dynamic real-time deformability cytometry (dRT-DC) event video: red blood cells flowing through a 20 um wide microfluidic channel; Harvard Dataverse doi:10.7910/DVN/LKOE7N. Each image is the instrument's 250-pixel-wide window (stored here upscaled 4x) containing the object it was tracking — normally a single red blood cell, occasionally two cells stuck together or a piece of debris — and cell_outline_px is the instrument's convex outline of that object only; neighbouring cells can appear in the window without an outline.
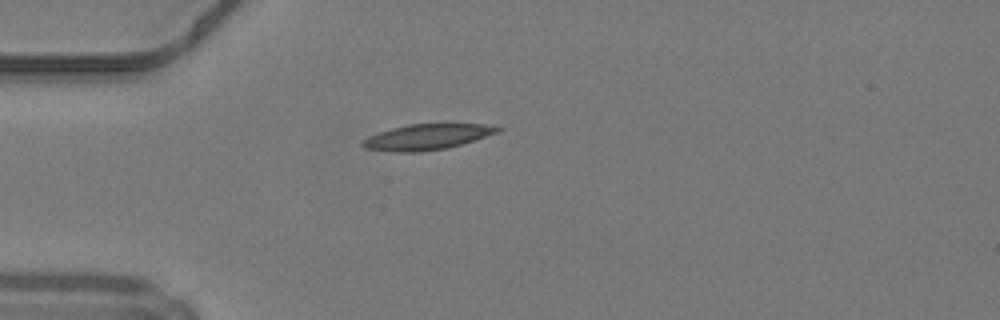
{"species": "common noctule bat (a hibernating species)", "species_latin": "Nyctalus noctula", "temperature_condition": "warm", "stored_images_in_passage": 32, "camera_frame_rate_fps": 3000, "um_per_image_px": 0.085, "animal": {"sex": "male", "body_mass_g": 19.2, "forearm_length_mm": 51.8}, "frame": {"image": 1, "passage_image": 1, "time_ms": 0.0, "image_size_px": [1000, 320], "cell_outline_px": [[504, 128], [500, 132], [448, 148], [420, 152], [392, 152], [364, 148], [360, 144], [368, 136], [392, 128], [408, 124], [484, 124]], "centroid_in_image_um": [36.3, 11.64], "position_along_channel_um": 48.7, "area_um2": 20.17}}
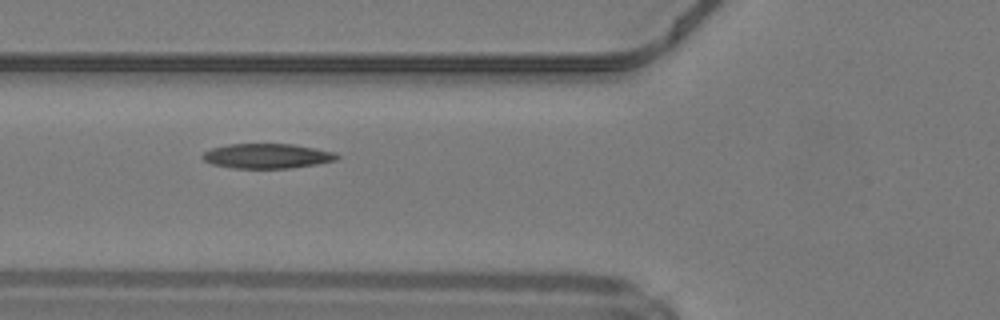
{"frame": {"image": 2, "passage_image": 6, "time_ms": 1.667, "image_size_px": [1000, 320], "cell_outline_px": [[340, 156], [336, 160], [316, 164], [292, 168], [232, 168], [212, 164], [204, 160], [200, 156], [204, 152], [212, 148], [228, 144], [292, 144], [316, 148], [336, 152]], "centroid_in_image_um": [22.71, 13.26], "position_along_channel_um": 103.1, "area_um2": 19.48}}
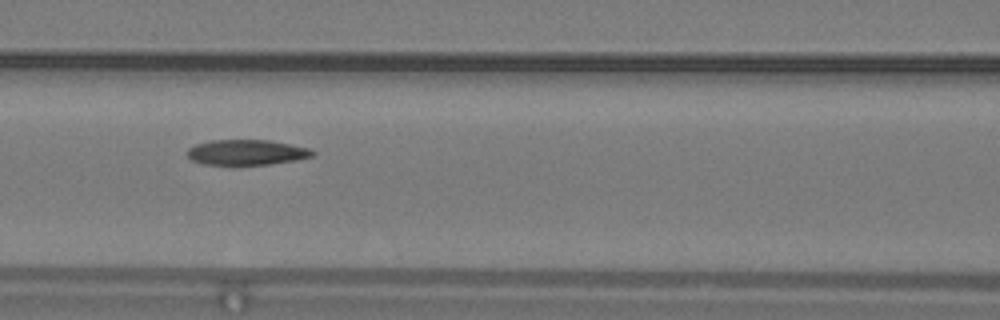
{"frame": {"image": 3, "passage_image": 9, "time_ms": 2.667, "image_size_px": [1000, 320], "cell_outline_px": [[316, 156], [296, 160], [240, 168], [232, 168], [204, 164], [192, 160], [188, 156], [188, 148], [196, 144], [212, 140], [268, 140], [312, 148], [316, 152]], "centroid_in_image_um": [20.98, 13.0], "position_along_channel_um": 145.6, "area_um2": 19.48}, "authors_computed_cell_mechanics": {"area_um2": 19.4786, "velocity_mm_per_s": 4.2162, "shape_relaxation_time_tau1_ms": 9.0935, "shape_relaxation_time_tau2_ms": 3.7252, "deformation_change_tau1": 0.2357, "deformation_change_tau2": 0.1003}}